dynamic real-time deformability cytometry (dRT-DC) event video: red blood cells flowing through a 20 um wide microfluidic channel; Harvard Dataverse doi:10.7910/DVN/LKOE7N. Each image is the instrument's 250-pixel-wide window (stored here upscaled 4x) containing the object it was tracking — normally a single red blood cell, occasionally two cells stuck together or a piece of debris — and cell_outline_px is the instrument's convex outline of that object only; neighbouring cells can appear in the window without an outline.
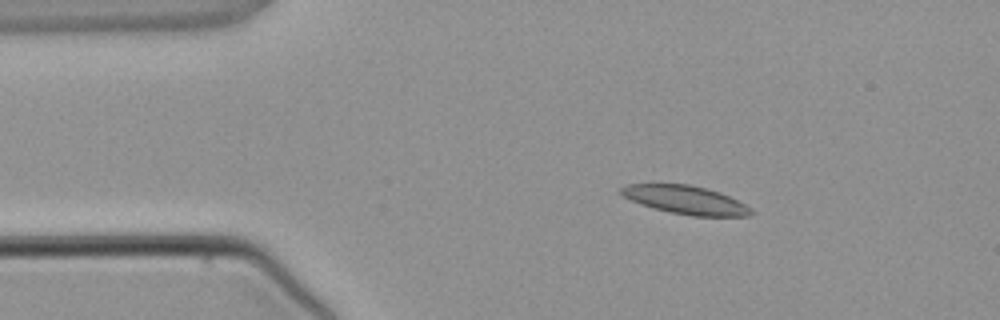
{"species": "common noctule bat (a hibernating species)", "species_latin": "Nyctalus noctula", "temperature_condition": "warm", "stored_images_in_passage": 3, "camera_frame_rate_fps": 3000, "um_per_image_px": 0.085, "animal": {"sex": "male", "body_mass_g": 21.5, "forearm_length_mm": 52.0}, "frame": {"image": 1, "passage_image": 2, "time_ms": 1.333, "image_size_px": [1000, 320], "cell_outline_px": [[756, 212], [748, 216], [692, 216], [652, 208], [640, 204], [620, 196], [620, 188], [628, 184], [688, 184], [720, 192], [752, 208]], "centroid_in_image_um": [58.25, 16.99], "position_along_channel_um": 26.7, "area_um2": 21.5}}